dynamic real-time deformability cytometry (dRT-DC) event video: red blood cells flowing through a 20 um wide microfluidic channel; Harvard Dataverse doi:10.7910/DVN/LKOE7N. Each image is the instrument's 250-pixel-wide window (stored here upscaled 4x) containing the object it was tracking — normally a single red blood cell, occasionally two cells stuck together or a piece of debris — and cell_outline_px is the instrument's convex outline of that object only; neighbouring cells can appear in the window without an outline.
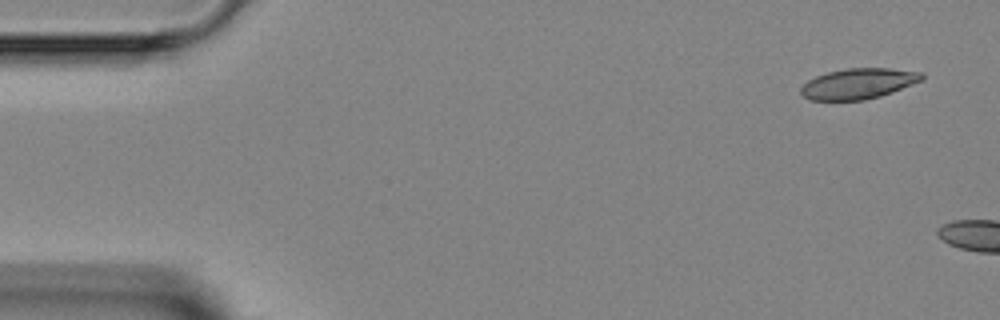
{"species": "Egyptian fruit bat (a non-hibernating species)", "species_latin": "Rousettus aegyptiacus", "temperature_condition": "room temperature", "stored_images_in_passage": 2, "camera_frame_rate_fps": 3000, "um_per_image_px": 0.085, "animal": {"sex": "female"}, "frame": {"image": 1, "passage_image": 1, "time_ms": 0.0, "image_size_px": [1000, 320], "cell_outline_px": [[924, 80], [892, 92], [880, 96], [864, 100], [808, 100], [800, 92], [800, 88], [808, 80], [816, 76], [828, 72], [848, 68], [888, 68], [924, 72]], "centroid_in_image_um": [72.99, 7.11], "position_along_channel_um": 12.0, "area_um2": 21.62}}